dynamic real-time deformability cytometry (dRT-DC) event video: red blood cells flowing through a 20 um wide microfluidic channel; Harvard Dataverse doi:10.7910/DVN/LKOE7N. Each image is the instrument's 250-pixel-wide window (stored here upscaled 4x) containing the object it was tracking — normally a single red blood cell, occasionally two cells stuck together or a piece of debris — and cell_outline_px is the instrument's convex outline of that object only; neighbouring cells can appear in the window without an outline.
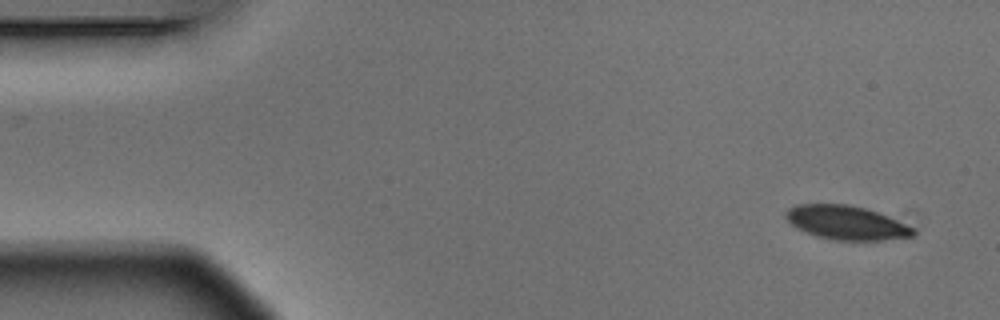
{"species": "Egyptian fruit bat (a non-hibernating species)", "species_latin": "Rousettus aegyptiacus", "temperature_condition": "warm", "stored_images_in_passage": 2, "camera_frame_rate_fps": 3000, "um_per_image_px": 0.085, "animal": {"sex": "male"}, "frame": {"image": 1, "passage_image": 2, "time_ms": 0.333, "image_size_px": [1000, 320], "cell_outline_px": [[916, 232], [912, 236], [880, 240], [836, 240], [816, 236], [796, 228], [784, 216], [784, 212], [788, 208], [796, 204], [848, 204], [864, 208], [888, 216], [912, 228]], "centroid_in_image_um": [71.87, 18.92], "position_along_channel_um": 13.1, "area_um2": 24.91}}